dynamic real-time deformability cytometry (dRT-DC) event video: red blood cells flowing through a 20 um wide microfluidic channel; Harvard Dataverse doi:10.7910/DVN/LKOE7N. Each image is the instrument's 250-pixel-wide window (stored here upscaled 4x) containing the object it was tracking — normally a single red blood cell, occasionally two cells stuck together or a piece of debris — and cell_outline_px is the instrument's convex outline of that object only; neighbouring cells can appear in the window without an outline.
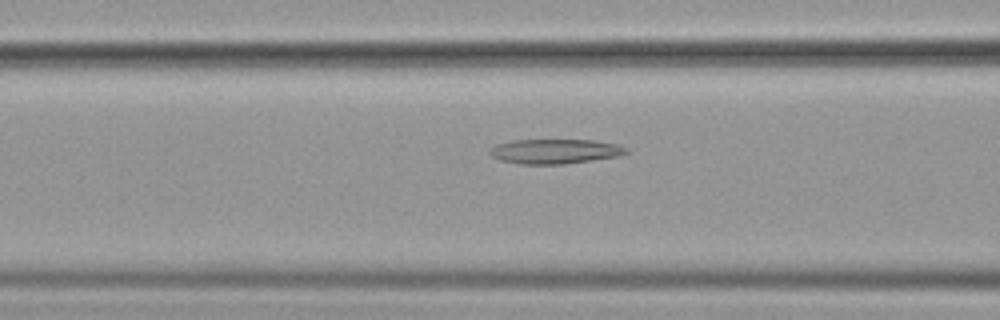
{"species": "common noctule bat (a hibernating species)", "species_latin": "Nyctalus noctula", "temperature_condition": "cold", "stored_images_in_passage": 56, "camera_frame_rate_fps": 3000, "um_per_image_px": 0.085, "animal": {"sex": "female", "body_mass_g": 19.9}, "frame": {"image": 1, "passage_image": 23, "time_ms": 7.333, "image_size_px": [1000, 320], "cell_outline_px": [[628, 152], [620, 156], [564, 164], [520, 164], [500, 160], [492, 156], [488, 152], [496, 144], [512, 140], [592, 140], [616, 144], [628, 148]], "centroid_in_image_um": [47.17, 12.86], "position_along_channel_um": 119.4, "area_um2": 19.59}}
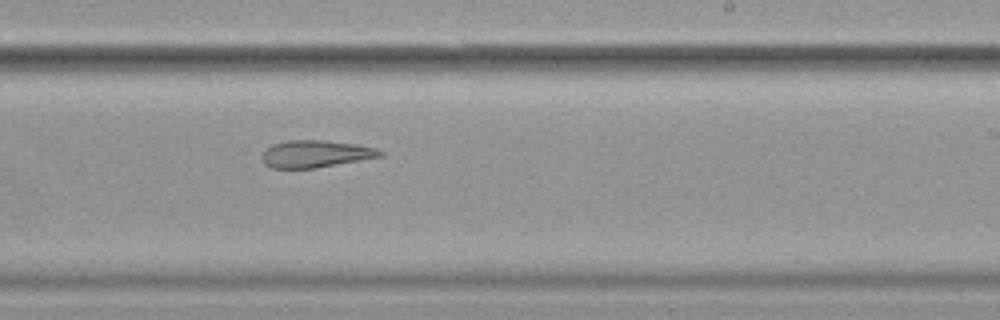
{"frame": {"image": 2, "passage_image": 35, "time_ms": 11.333, "image_size_px": [1000, 320], "cell_outline_px": [[384, 156], [316, 168], [272, 168], [264, 164], [264, 152], [272, 144], [288, 140], [320, 140], [356, 144], [376, 148], [384, 152]], "centroid_in_image_um": [26.87, 13.08], "position_along_channel_um": 262.1, "area_um2": 18.55}}
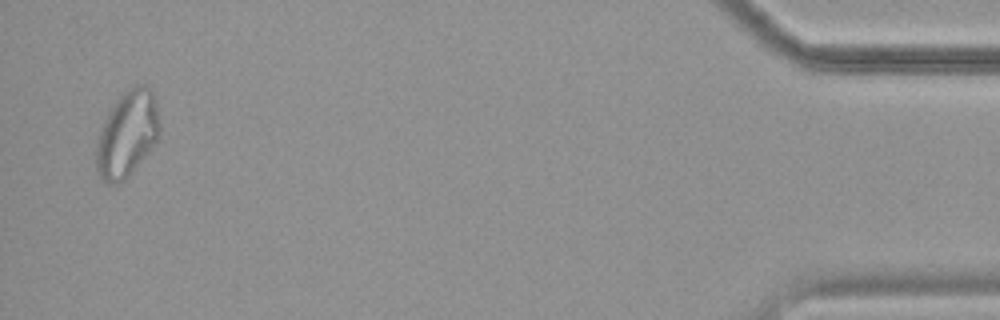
{"frame": {"image": 3, "passage_image": 55, "time_ms": 18.0, "image_size_px": [1000, 320], "cell_outline_px": [[160, 132], [156, 140], [124, 180], [120, 184], [112, 184], [104, 180], [96, 172], [96, 144], [104, 120], [108, 112], [116, 100], [132, 84], [148, 84], [152, 88], [156, 104], [160, 124]], "centroid_in_image_um": [10.81, 11.33], "position_along_channel_um": 424.4, "area_um2": 31.5}, "authors_computed_cell_mechanics": {"area_um2": 23.698, "velocity_mm_per_s": 3.5803, "shape_relaxation_time_tau1_ms": null, "shape_relaxation_time_tau2_ms": 6.3394, "deformation_change_tau1": null, "deformation_change_tau2": 0.169}}